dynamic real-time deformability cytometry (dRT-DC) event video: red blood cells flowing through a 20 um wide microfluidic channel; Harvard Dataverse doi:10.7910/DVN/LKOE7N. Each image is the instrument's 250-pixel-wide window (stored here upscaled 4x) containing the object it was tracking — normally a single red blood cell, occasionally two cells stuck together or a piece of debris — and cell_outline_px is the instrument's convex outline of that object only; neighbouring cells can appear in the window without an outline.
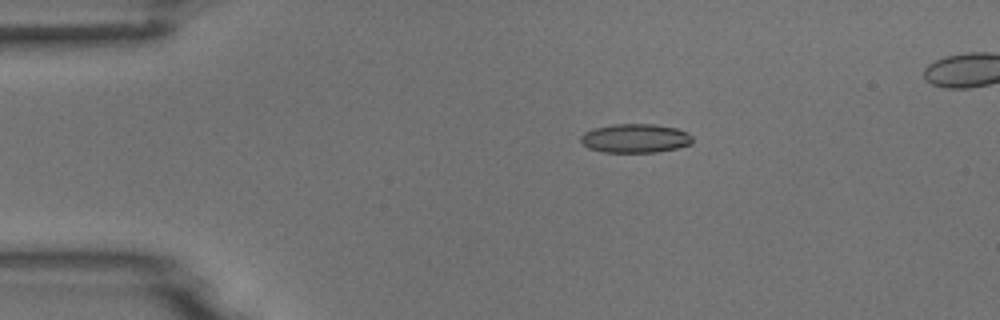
{"species": "common noctule bat (a hibernating species)", "species_latin": "Nyctalus noctula", "temperature_condition": "room temperature", "stored_images_in_passage": 4, "camera_frame_rate_fps": 3000, "um_per_image_px": 0.085, "animal": {"sex": "male", "body_mass_g": 18.8}, "frame": {"image": 1, "passage_image": 1, "time_ms": 0.0, "image_size_px": [1000, 320], "cell_outline_px": [[692, 144], [676, 148], [656, 152], [604, 152], [588, 148], [580, 140], [580, 136], [584, 132], [596, 128], [612, 124], [656, 124], [676, 128], [692, 136]], "centroid_in_image_um": [53.98, 11.75], "position_along_channel_um": 31.0, "area_um2": 18.73}}